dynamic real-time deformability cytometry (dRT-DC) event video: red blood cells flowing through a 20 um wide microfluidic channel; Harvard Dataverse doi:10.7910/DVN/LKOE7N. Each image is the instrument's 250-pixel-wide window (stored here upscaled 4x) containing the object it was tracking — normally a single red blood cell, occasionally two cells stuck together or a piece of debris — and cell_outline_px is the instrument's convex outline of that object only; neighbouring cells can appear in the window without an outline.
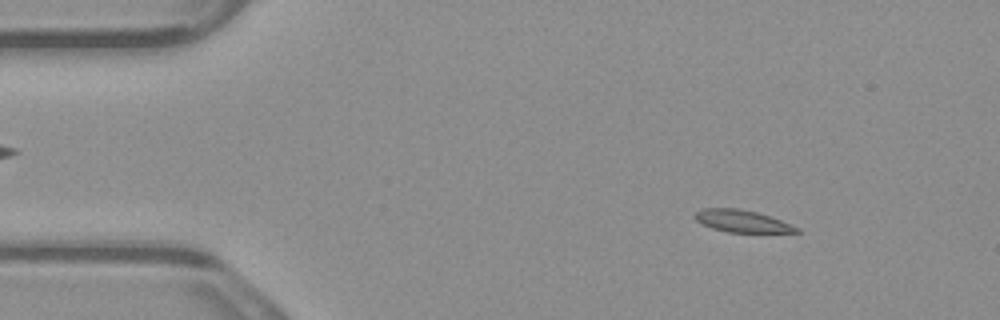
{"species": "common noctule bat (a hibernating species)", "species_latin": "Nyctalus noctula", "temperature_condition": "warm", "stored_images_in_passage": 6, "camera_frame_rate_fps": 3000, "um_per_image_px": 0.085, "animal": {"sex": "male", "body_mass_g": 23.1, "forearm_length_mm": 52.7}, "frame": {"image": 1, "passage_image": 3, "time_ms": 0.667, "image_size_px": [1000, 320], "cell_outline_px": [[800, 232], [728, 232], [712, 228], [696, 220], [692, 216], [696, 212], [704, 208], [740, 208], [756, 212], [780, 220], [800, 228]], "centroid_in_image_um": [63.04, 18.79], "position_along_channel_um": 22.0, "area_um2": 12.95}}
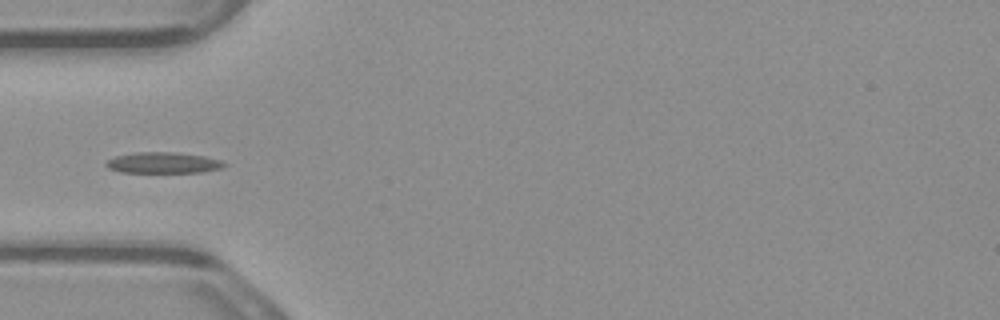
{"frame": {"image": 2, "passage_image": 6, "time_ms": 1.667, "image_size_px": [1000, 320], "cell_outline_px": [[228, 164], [224, 168], [200, 172], [120, 172], [108, 168], [104, 164], [108, 160], [116, 156], [136, 152], [172, 152], [204, 156], [220, 160]], "centroid_in_image_um": [13.89, 13.84], "position_along_channel_um": 71.1, "area_um2": 14.39}}